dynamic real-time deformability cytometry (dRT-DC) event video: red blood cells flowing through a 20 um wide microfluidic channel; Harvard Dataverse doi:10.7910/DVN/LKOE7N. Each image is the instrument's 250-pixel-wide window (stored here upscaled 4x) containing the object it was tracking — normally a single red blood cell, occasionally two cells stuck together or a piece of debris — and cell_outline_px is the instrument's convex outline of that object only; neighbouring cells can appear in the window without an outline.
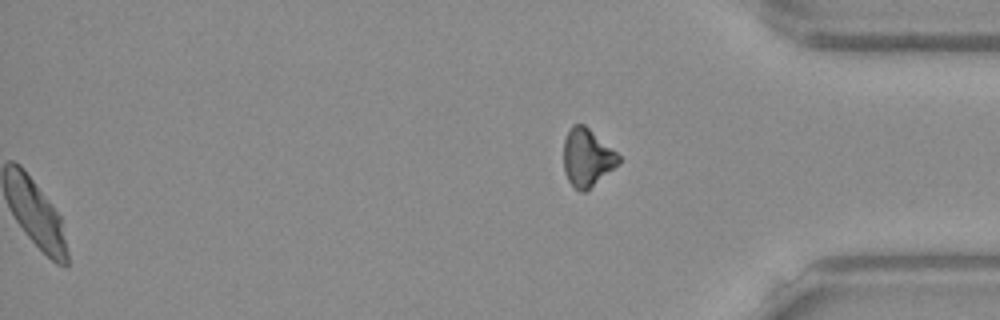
{"species": "Egyptian fruit bat (a non-hibernating species)", "species_latin": "Rousettus aegyptiacus", "temperature_condition": "warm", "stored_images_in_passage": 52, "segment_of_instrument_passage": [2, 2], "camera_frame_rate_fps": 3000, "um_per_image_px": 0.085, "frame": {"image": 1, "passage_image": 52, "time_ms": 17.0, "image_size_px": [1000, 320], "cell_outline_px": [[620, 164], [584, 192], [580, 192], [568, 180], [564, 172], [564, 140], [572, 124], [584, 124], [616, 152], [620, 156]], "centroid_in_image_um": [49.9, 13.39], "position_along_channel_um": 385.3, "area_um2": 18.32}}